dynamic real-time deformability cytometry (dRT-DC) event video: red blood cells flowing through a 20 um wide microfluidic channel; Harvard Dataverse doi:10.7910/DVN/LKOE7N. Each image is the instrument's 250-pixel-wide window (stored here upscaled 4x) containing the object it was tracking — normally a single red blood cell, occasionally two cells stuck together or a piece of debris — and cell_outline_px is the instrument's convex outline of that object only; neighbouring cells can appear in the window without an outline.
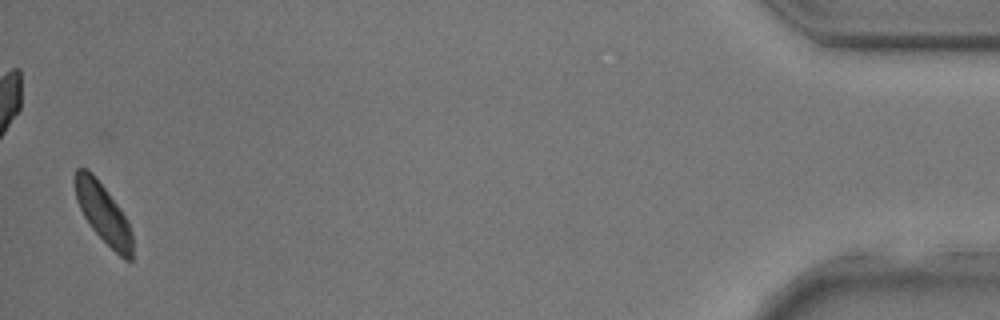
{"species": "common noctule bat (a hibernating species)", "species_latin": "Nyctalus noctula", "temperature_condition": "room temperature", "stored_images_in_passage": 34, "camera_frame_rate_fps": 3000, "um_per_image_px": 0.085, "animal": {"sex": "male", "body_mass_g": 17.9, "forearm_length_mm": 54.2}, "frame": {"image": 1, "passage_image": 34, "time_ms": 11.0, "image_size_px": [1000, 320], "cell_outline_px": [[132, 260], [124, 260], [92, 228], [84, 216], [76, 200], [72, 180], [72, 176], [76, 168], [84, 168], [92, 172], [120, 208], [128, 220], [132, 232]], "centroid_in_image_um": [8.74, 18.08], "position_along_channel_um": 426.5, "area_um2": 19.94}}